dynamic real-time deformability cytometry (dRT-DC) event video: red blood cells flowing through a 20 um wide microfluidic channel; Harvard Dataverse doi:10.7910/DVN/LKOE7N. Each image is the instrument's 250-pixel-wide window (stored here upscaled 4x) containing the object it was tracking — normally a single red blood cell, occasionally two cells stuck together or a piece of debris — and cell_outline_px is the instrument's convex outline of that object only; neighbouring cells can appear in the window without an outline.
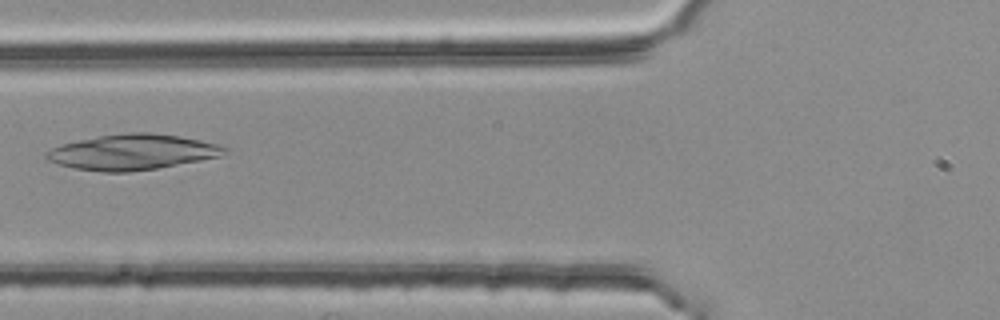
{"species": "common noctule bat (a hibernating species)", "species_latin": "Nyctalus noctula", "temperature_condition": "room temperature", "stored_images_in_passage": 6, "camera_frame_rate_fps": 3000, "um_per_image_px": 0.085, "animal": {"sex": "female", "body_mass_g": 25.1}, "frame": {"image": 1, "passage_image": 6, "time_ms": 1.667, "image_size_px": [1000, 320], "cell_outline_px": [[228, 152], [220, 156], [200, 160], [156, 168], [128, 172], [104, 172], [72, 168], [48, 160], [44, 156], [44, 152], [60, 144], [100, 136], [128, 132], [148, 132], [176, 136], [200, 140], [216, 144], [228, 148]], "centroid_in_image_um": [11.22, 12.93], "position_along_channel_um": 114.6, "area_um2": 36.53}}